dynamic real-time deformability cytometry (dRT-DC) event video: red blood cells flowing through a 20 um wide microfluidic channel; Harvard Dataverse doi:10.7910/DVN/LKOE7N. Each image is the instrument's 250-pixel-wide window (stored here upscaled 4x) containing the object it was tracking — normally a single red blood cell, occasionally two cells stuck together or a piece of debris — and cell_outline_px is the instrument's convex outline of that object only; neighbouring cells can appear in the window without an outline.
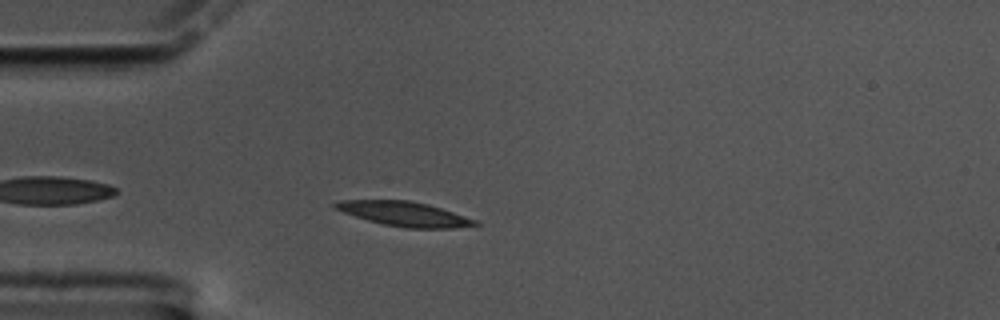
{"species": "common noctule bat (a hibernating species)", "species_latin": "Nyctalus noctula", "temperature_condition": "cold", "stored_images_in_passage": 47, "camera_frame_rate_fps": 3000, "um_per_image_px": 0.085, "animal": {"sex": "male", "body_mass_g": 17.5, "forearm_length_mm": 52.3}, "frame": {"image": 1, "passage_image": 4, "time_ms": 1.0, "image_size_px": [1000, 320], "cell_outline_px": [[480, 224], [452, 228], [408, 228], [384, 224], [368, 220], [344, 212], [336, 208], [332, 204], [336, 200], [408, 200], [428, 204], [476, 220]], "centroid_in_image_um": [34.34, 18.17], "position_along_channel_um": 50.7, "area_um2": 19.59}}
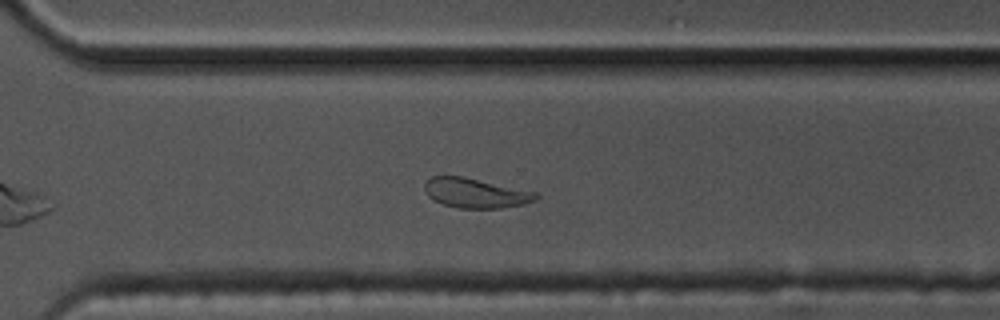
{"frame": {"image": 2, "passage_image": 30, "time_ms": 9.667, "image_size_px": [1000, 320], "cell_outline_px": [[540, 196], [536, 200], [524, 204], [500, 208], [456, 208], [432, 200], [424, 192], [424, 180], [432, 176], [464, 176], [536, 192]], "centroid_in_image_um": [40.39, 16.4], "position_along_channel_um": 330.2, "area_um2": 19.48}}
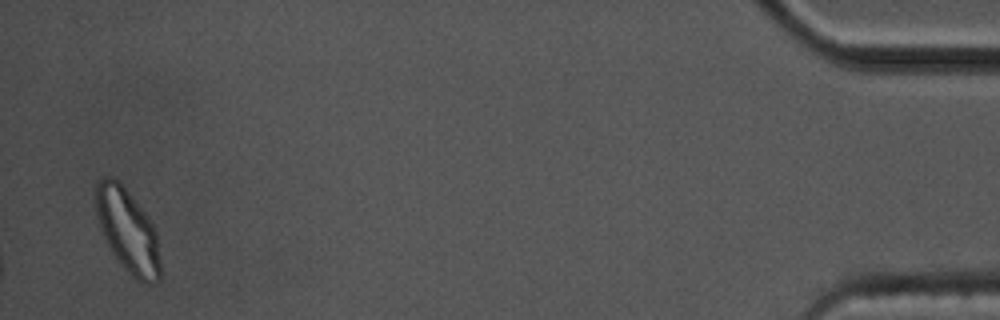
{"frame": {"image": 3, "passage_image": 46, "time_ms": 15.0, "image_size_px": [1000, 320], "cell_outline_px": [[160, 280], [152, 284], [144, 284], [136, 280], [116, 260], [100, 228], [96, 212], [96, 184], [104, 176], [112, 176], [120, 180], [148, 216], [156, 232], [160, 260]], "centroid_in_image_um": [10.86, 19.61], "position_along_channel_um": 424.3, "area_um2": 31.62}, "authors_computed_cell_mechanics": {"area_um2": 19.8832, "velocity_mm_per_s": 3.3519, "shape_relaxation_time_tau1_ms": 3.8465, "shape_relaxation_time_tau2_ms": 2.8657, "deformation_change_tau1": 0.1293, "deformation_change_tau2": 0.0886}}